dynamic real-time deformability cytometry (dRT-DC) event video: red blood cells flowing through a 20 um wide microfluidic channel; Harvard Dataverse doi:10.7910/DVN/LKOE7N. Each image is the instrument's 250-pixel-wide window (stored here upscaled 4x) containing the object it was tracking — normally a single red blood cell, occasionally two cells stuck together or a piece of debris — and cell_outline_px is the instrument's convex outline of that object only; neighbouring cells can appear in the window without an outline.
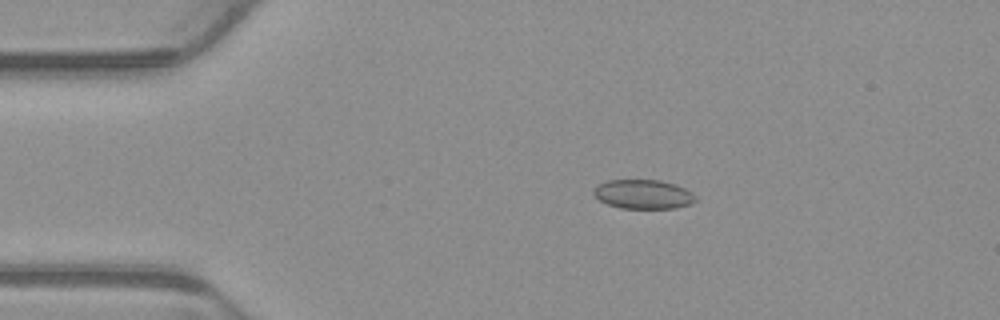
{"species": "common noctule bat (a hibernating species)", "species_latin": "Nyctalus noctula", "temperature_condition": "warm", "stored_images_in_passage": 5, "camera_frame_rate_fps": 3000, "um_per_image_px": 0.085, "animal": {"sex": "male", "body_mass_g": 23.1, "forearm_length_mm": 52.7}, "frame": {"image": 1, "passage_image": 2, "time_ms": 0.333, "image_size_px": [1000, 320], "cell_outline_px": [[696, 200], [692, 204], [676, 208], [620, 208], [608, 204], [600, 200], [592, 192], [596, 184], [608, 180], [660, 180], [676, 184], [692, 192], [696, 196]], "centroid_in_image_um": [54.69, 16.5], "position_along_channel_um": 30.3, "area_um2": 17.46}}
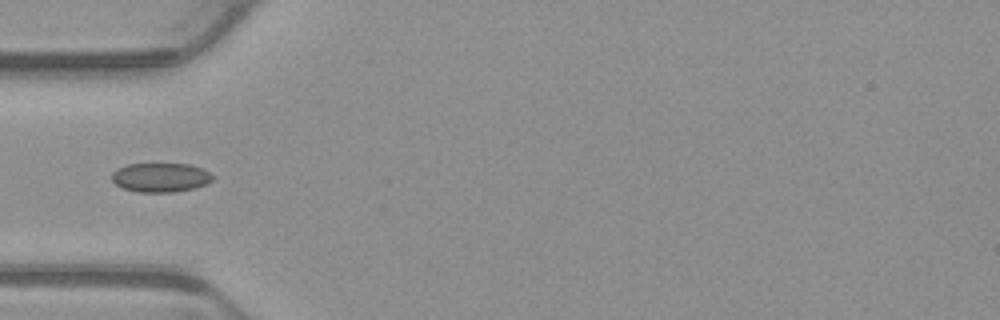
{"frame": {"image": 2, "passage_image": 4, "time_ms": 1.0, "image_size_px": [1000, 320], "cell_outline_px": [[216, 176], [212, 180], [204, 184], [192, 188], [172, 192], [140, 192], [124, 188], [116, 184], [112, 180], [112, 172], [116, 168], [128, 164], [188, 164], [204, 168]], "centroid_in_image_um": [13.66, 15.07], "position_along_channel_um": 71.3, "area_um2": 17.11}}
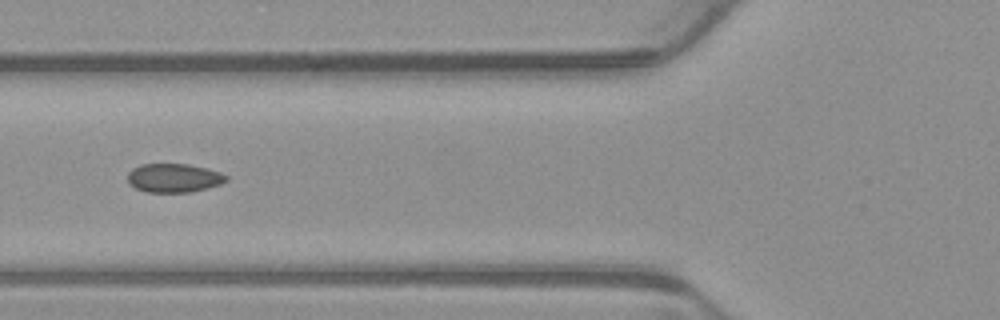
{"frame": {"image": 3, "passage_image": 5, "time_ms": 1.333, "image_size_px": [1000, 320], "cell_outline_px": [[228, 180], [220, 184], [208, 188], [192, 192], [148, 192], [136, 188], [128, 184], [128, 172], [132, 168], [140, 164], [188, 164], [220, 172], [228, 176]], "centroid_in_image_um": [14.77, 15.13], "position_along_channel_um": 111.0, "area_um2": 16.59}}